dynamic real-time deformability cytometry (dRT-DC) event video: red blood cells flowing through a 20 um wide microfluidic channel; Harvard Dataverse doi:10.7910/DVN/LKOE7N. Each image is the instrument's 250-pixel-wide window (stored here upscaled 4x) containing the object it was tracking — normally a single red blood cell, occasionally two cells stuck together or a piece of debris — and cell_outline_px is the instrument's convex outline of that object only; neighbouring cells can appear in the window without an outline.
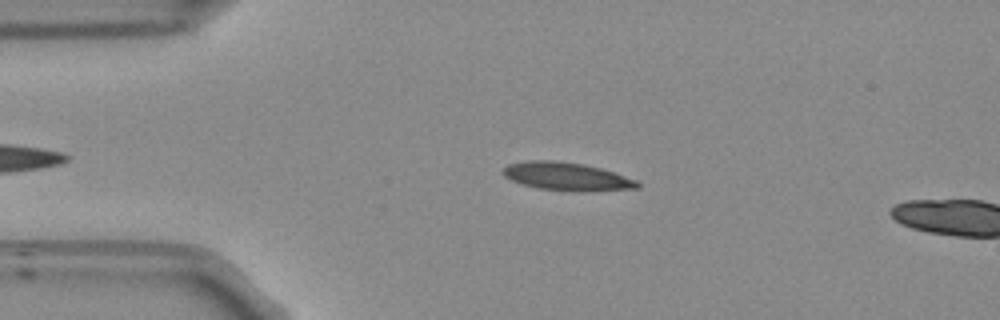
{"species": "Egyptian fruit bat (a non-hibernating species)", "species_latin": "Rousettus aegyptiacus", "temperature_condition": "room temperature", "stored_images_in_passage": 12, "camera_frame_rate_fps": 3000, "um_per_image_px": 0.085, "frame": {"image": 1, "passage_image": 9, "time_ms": 2.667, "image_size_px": [1000, 320], "cell_outline_px": [[640, 188], [580, 192], [572, 192], [540, 188], [520, 184], [504, 176], [500, 172], [508, 164], [528, 160], [556, 160], [584, 164], [600, 168], [636, 180], [640, 184]], "centroid_in_image_um": [48.14, 15.0], "position_along_channel_um": 36.9, "area_um2": 22.14}}